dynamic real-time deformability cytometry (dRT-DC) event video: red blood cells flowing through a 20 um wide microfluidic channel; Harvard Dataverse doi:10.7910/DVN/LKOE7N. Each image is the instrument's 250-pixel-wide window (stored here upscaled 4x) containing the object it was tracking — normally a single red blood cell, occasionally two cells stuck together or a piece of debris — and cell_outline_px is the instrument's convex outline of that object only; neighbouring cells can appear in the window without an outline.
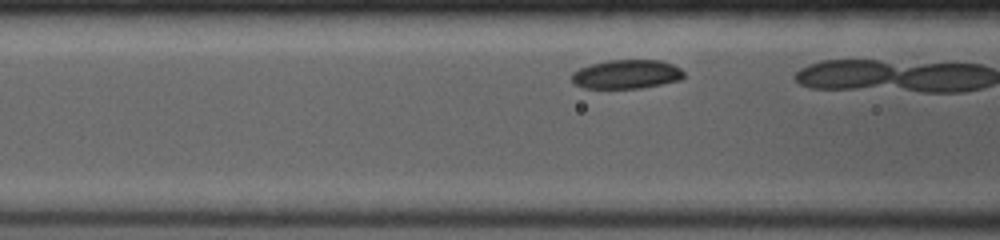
{"species": "common noctule bat (a hibernating species)", "species_latin": "Nyctalus noctula", "temperature_condition": "room temperature", "stored_images_in_passage": 35, "camera_frame_rate_fps": 4000, "um_per_image_px": 0.085, "animal": {"sex": "female", "body_mass_g": 19.0, "forearm_length_mm": 53.3}, "frame": {"image": 1, "passage_image": 6, "time_ms": 1.25, "image_size_px": [1000, 240], "cell_outline_px": [[684, 76], [680, 80], [640, 88], [584, 88], [576, 84], [572, 80], [572, 72], [580, 68], [592, 64], [608, 60], [660, 60], [672, 64], [680, 68], [684, 72]], "centroid_in_image_um": [53.27, 6.3], "position_along_channel_um": 113.3, "area_um2": 18.79}}